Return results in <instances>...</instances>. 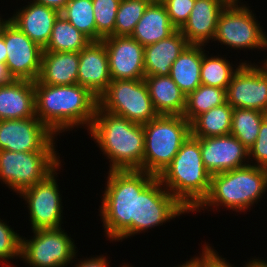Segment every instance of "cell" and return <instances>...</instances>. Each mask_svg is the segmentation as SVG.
<instances>
[{"label":"cell","mask_w":267,"mask_h":267,"mask_svg":"<svg viewBox=\"0 0 267 267\" xmlns=\"http://www.w3.org/2000/svg\"><path fill=\"white\" fill-rule=\"evenodd\" d=\"M266 113L253 109L233 108L230 134L247 149L256 141Z\"/></svg>","instance_id":"30"},{"label":"cell","mask_w":267,"mask_h":267,"mask_svg":"<svg viewBox=\"0 0 267 267\" xmlns=\"http://www.w3.org/2000/svg\"><path fill=\"white\" fill-rule=\"evenodd\" d=\"M35 116L34 82L13 80L0 87V120Z\"/></svg>","instance_id":"22"},{"label":"cell","mask_w":267,"mask_h":267,"mask_svg":"<svg viewBox=\"0 0 267 267\" xmlns=\"http://www.w3.org/2000/svg\"><path fill=\"white\" fill-rule=\"evenodd\" d=\"M200 149L203 164L211 176L251 164L249 149L231 134L200 138Z\"/></svg>","instance_id":"17"},{"label":"cell","mask_w":267,"mask_h":267,"mask_svg":"<svg viewBox=\"0 0 267 267\" xmlns=\"http://www.w3.org/2000/svg\"><path fill=\"white\" fill-rule=\"evenodd\" d=\"M233 108L226 102L197 116L191 123V135L196 138L226 136L231 131Z\"/></svg>","instance_id":"27"},{"label":"cell","mask_w":267,"mask_h":267,"mask_svg":"<svg viewBox=\"0 0 267 267\" xmlns=\"http://www.w3.org/2000/svg\"><path fill=\"white\" fill-rule=\"evenodd\" d=\"M121 0H92L96 24V41L114 36L116 14Z\"/></svg>","instance_id":"34"},{"label":"cell","mask_w":267,"mask_h":267,"mask_svg":"<svg viewBox=\"0 0 267 267\" xmlns=\"http://www.w3.org/2000/svg\"><path fill=\"white\" fill-rule=\"evenodd\" d=\"M266 190L267 168L254 166L252 162V165L212 175L209 193L194 211L223 206L244 212L258 203Z\"/></svg>","instance_id":"5"},{"label":"cell","mask_w":267,"mask_h":267,"mask_svg":"<svg viewBox=\"0 0 267 267\" xmlns=\"http://www.w3.org/2000/svg\"><path fill=\"white\" fill-rule=\"evenodd\" d=\"M78 52L43 51L38 80L50 86L78 84Z\"/></svg>","instance_id":"24"},{"label":"cell","mask_w":267,"mask_h":267,"mask_svg":"<svg viewBox=\"0 0 267 267\" xmlns=\"http://www.w3.org/2000/svg\"><path fill=\"white\" fill-rule=\"evenodd\" d=\"M60 14L91 41H96L92 0H69Z\"/></svg>","instance_id":"32"},{"label":"cell","mask_w":267,"mask_h":267,"mask_svg":"<svg viewBox=\"0 0 267 267\" xmlns=\"http://www.w3.org/2000/svg\"><path fill=\"white\" fill-rule=\"evenodd\" d=\"M226 102L232 108L253 109L267 114V70L243 63L226 89Z\"/></svg>","instance_id":"13"},{"label":"cell","mask_w":267,"mask_h":267,"mask_svg":"<svg viewBox=\"0 0 267 267\" xmlns=\"http://www.w3.org/2000/svg\"><path fill=\"white\" fill-rule=\"evenodd\" d=\"M203 45L189 44L173 62L169 76L187 96L201 85Z\"/></svg>","instance_id":"26"},{"label":"cell","mask_w":267,"mask_h":267,"mask_svg":"<svg viewBox=\"0 0 267 267\" xmlns=\"http://www.w3.org/2000/svg\"><path fill=\"white\" fill-rule=\"evenodd\" d=\"M143 130V171L158 177L190 136V123L184 116L158 115L144 123Z\"/></svg>","instance_id":"6"},{"label":"cell","mask_w":267,"mask_h":267,"mask_svg":"<svg viewBox=\"0 0 267 267\" xmlns=\"http://www.w3.org/2000/svg\"><path fill=\"white\" fill-rule=\"evenodd\" d=\"M102 41L112 80L144 79V46L131 36H109Z\"/></svg>","instance_id":"16"},{"label":"cell","mask_w":267,"mask_h":267,"mask_svg":"<svg viewBox=\"0 0 267 267\" xmlns=\"http://www.w3.org/2000/svg\"><path fill=\"white\" fill-rule=\"evenodd\" d=\"M230 1L195 0L188 20L179 29L189 44L206 46L210 40L213 41L218 17Z\"/></svg>","instance_id":"19"},{"label":"cell","mask_w":267,"mask_h":267,"mask_svg":"<svg viewBox=\"0 0 267 267\" xmlns=\"http://www.w3.org/2000/svg\"><path fill=\"white\" fill-rule=\"evenodd\" d=\"M91 40L61 14L55 20L51 37L43 51L80 52Z\"/></svg>","instance_id":"28"},{"label":"cell","mask_w":267,"mask_h":267,"mask_svg":"<svg viewBox=\"0 0 267 267\" xmlns=\"http://www.w3.org/2000/svg\"><path fill=\"white\" fill-rule=\"evenodd\" d=\"M56 152L0 150V180L20 194L24 189L44 180L61 165Z\"/></svg>","instance_id":"7"},{"label":"cell","mask_w":267,"mask_h":267,"mask_svg":"<svg viewBox=\"0 0 267 267\" xmlns=\"http://www.w3.org/2000/svg\"><path fill=\"white\" fill-rule=\"evenodd\" d=\"M13 80V77L9 74L6 63H0V87L11 83Z\"/></svg>","instance_id":"41"},{"label":"cell","mask_w":267,"mask_h":267,"mask_svg":"<svg viewBox=\"0 0 267 267\" xmlns=\"http://www.w3.org/2000/svg\"><path fill=\"white\" fill-rule=\"evenodd\" d=\"M158 178L189 213L194 212L207 197L211 182V175L202 161L200 138L190 134Z\"/></svg>","instance_id":"4"},{"label":"cell","mask_w":267,"mask_h":267,"mask_svg":"<svg viewBox=\"0 0 267 267\" xmlns=\"http://www.w3.org/2000/svg\"><path fill=\"white\" fill-rule=\"evenodd\" d=\"M203 45V56H202V64L200 70L201 76V84L205 86H213L219 87L221 89H227L233 74L238 70V68L243 64L247 63L242 62L237 65L236 69H234L233 64L220 55L216 56H208L205 52ZM220 56V57H219ZM232 65V66H231Z\"/></svg>","instance_id":"31"},{"label":"cell","mask_w":267,"mask_h":267,"mask_svg":"<svg viewBox=\"0 0 267 267\" xmlns=\"http://www.w3.org/2000/svg\"><path fill=\"white\" fill-rule=\"evenodd\" d=\"M249 8L240 4L239 0H231L218 17L213 41L236 50H267V34Z\"/></svg>","instance_id":"9"},{"label":"cell","mask_w":267,"mask_h":267,"mask_svg":"<svg viewBox=\"0 0 267 267\" xmlns=\"http://www.w3.org/2000/svg\"><path fill=\"white\" fill-rule=\"evenodd\" d=\"M109 262L107 261L106 257L97 256V257H89L87 259L80 260L75 267H108Z\"/></svg>","instance_id":"39"},{"label":"cell","mask_w":267,"mask_h":267,"mask_svg":"<svg viewBox=\"0 0 267 267\" xmlns=\"http://www.w3.org/2000/svg\"><path fill=\"white\" fill-rule=\"evenodd\" d=\"M153 107L158 115L183 116L186 95L170 76H145Z\"/></svg>","instance_id":"25"},{"label":"cell","mask_w":267,"mask_h":267,"mask_svg":"<svg viewBox=\"0 0 267 267\" xmlns=\"http://www.w3.org/2000/svg\"><path fill=\"white\" fill-rule=\"evenodd\" d=\"M199 257V267H232L225 258L219 256L212 247L205 244Z\"/></svg>","instance_id":"38"},{"label":"cell","mask_w":267,"mask_h":267,"mask_svg":"<svg viewBox=\"0 0 267 267\" xmlns=\"http://www.w3.org/2000/svg\"><path fill=\"white\" fill-rule=\"evenodd\" d=\"M19 235L0 219V260L20 259L22 236Z\"/></svg>","instance_id":"35"},{"label":"cell","mask_w":267,"mask_h":267,"mask_svg":"<svg viewBox=\"0 0 267 267\" xmlns=\"http://www.w3.org/2000/svg\"><path fill=\"white\" fill-rule=\"evenodd\" d=\"M122 267H131V266H129V264H128V265H126V266H125V265H122Z\"/></svg>","instance_id":"47"},{"label":"cell","mask_w":267,"mask_h":267,"mask_svg":"<svg viewBox=\"0 0 267 267\" xmlns=\"http://www.w3.org/2000/svg\"><path fill=\"white\" fill-rule=\"evenodd\" d=\"M189 45L177 29L169 37L144 47L145 76H169L173 62Z\"/></svg>","instance_id":"21"},{"label":"cell","mask_w":267,"mask_h":267,"mask_svg":"<svg viewBox=\"0 0 267 267\" xmlns=\"http://www.w3.org/2000/svg\"><path fill=\"white\" fill-rule=\"evenodd\" d=\"M176 30L165 5L160 0H153L135 25L131 37L145 47L169 37Z\"/></svg>","instance_id":"23"},{"label":"cell","mask_w":267,"mask_h":267,"mask_svg":"<svg viewBox=\"0 0 267 267\" xmlns=\"http://www.w3.org/2000/svg\"><path fill=\"white\" fill-rule=\"evenodd\" d=\"M112 81L103 41H91L79 52L78 84L99 98Z\"/></svg>","instance_id":"18"},{"label":"cell","mask_w":267,"mask_h":267,"mask_svg":"<svg viewBox=\"0 0 267 267\" xmlns=\"http://www.w3.org/2000/svg\"><path fill=\"white\" fill-rule=\"evenodd\" d=\"M2 36L6 45V65L15 80L36 81L41 72L43 48L9 22Z\"/></svg>","instance_id":"14"},{"label":"cell","mask_w":267,"mask_h":267,"mask_svg":"<svg viewBox=\"0 0 267 267\" xmlns=\"http://www.w3.org/2000/svg\"><path fill=\"white\" fill-rule=\"evenodd\" d=\"M250 157L256 161L254 166L267 168V116L260 125L256 141L249 148V159Z\"/></svg>","instance_id":"37"},{"label":"cell","mask_w":267,"mask_h":267,"mask_svg":"<svg viewBox=\"0 0 267 267\" xmlns=\"http://www.w3.org/2000/svg\"><path fill=\"white\" fill-rule=\"evenodd\" d=\"M100 215L110 241L136 234L138 196L156 178L140 170L108 171Z\"/></svg>","instance_id":"2"},{"label":"cell","mask_w":267,"mask_h":267,"mask_svg":"<svg viewBox=\"0 0 267 267\" xmlns=\"http://www.w3.org/2000/svg\"><path fill=\"white\" fill-rule=\"evenodd\" d=\"M89 133L110 159V171H143V124L106 112L98 106Z\"/></svg>","instance_id":"3"},{"label":"cell","mask_w":267,"mask_h":267,"mask_svg":"<svg viewBox=\"0 0 267 267\" xmlns=\"http://www.w3.org/2000/svg\"><path fill=\"white\" fill-rule=\"evenodd\" d=\"M10 22V18L8 19H3L0 16V37L2 36L3 30L6 27V25Z\"/></svg>","instance_id":"45"},{"label":"cell","mask_w":267,"mask_h":267,"mask_svg":"<svg viewBox=\"0 0 267 267\" xmlns=\"http://www.w3.org/2000/svg\"><path fill=\"white\" fill-rule=\"evenodd\" d=\"M153 0H121L116 14L114 36H131L135 25L142 18Z\"/></svg>","instance_id":"33"},{"label":"cell","mask_w":267,"mask_h":267,"mask_svg":"<svg viewBox=\"0 0 267 267\" xmlns=\"http://www.w3.org/2000/svg\"><path fill=\"white\" fill-rule=\"evenodd\" d=\"M264 63H263V66L266 68V70H267V59L265 60L264 59V61H263Z\"/></svg>","instance_id":"46"},{"label":"cell","mask_w":267,"mask_h":267,"mask_svg":"<svg viewBox=\"0 0 267 267\" xmlns=\"http://www.w3.org/2000/svg\"><path fill=\"white\" fill-rule=\"evenodd\" d=\"M7 51L3 36L0 37V63H6Z\"/></svg>","instance_id":"43"},{"label":"cell","mask_w":267,"mask_h":267,"mask_svg":"<svg viewBox=\"0 0 267 267\" xmlns=\"http://www.w3.org/2000/svg\"><path fill=\"white\" fill-rule=\"evenodd\" d=\"M55 137L37 116L0 120V150L55 151Z\"/></svg>","instance_id":"12"},{"label":"cell","mask_w":267,"mask_h":267,"mask_svg":"<svg viewBox=\"0 0 267 267\" xmlns=\"http://www.w3.org/2000/svg\"><path fill=\"white\" fill-rule=\"evenodd\" d=\"M98 106L106 112L139 124L148 123L158 116L144 79L112 80L98 98Z\"/></svg>","instance_id":"8"},{"label":"cell","mask_w":267,"mask_h":267,"mask_svg":"<svg viewBox=\"0 0 267 267\" xmlns=\"http://www.w3.org/2000/svg\"><path fill=\"white\" fill-rule=\"evenodd\" d=\"M226 103V89L200 85L186 96L183 116L191 123L197 116Z\"/></svg>","instance_id":"29"},{"label":"cell","mask_w":267,"mask_h":267,"mask_svg":"<svg viewBox=\"0 0 267 267\" xmlns=\"http://www.w3.org/2000/svg\"><path fill=\"white\" fill-rule=\"evenodd\" d=\"M266 260H261V259H250L248 263H245L244 267H267V261Z\"/></svg>","instance_id":"42"},{"label":"cell","mask_w":267,"mask_h":267,"mask_svg":"<svg viewBox=\"0 0 267 267\" xmlns=\"http://www.w3.org/2000/svg\"><path fill=\"white\" fill-rule=\"evenodd\" d=\"M32 232V239L21 237V260L32 267H65L73 262L77 247L62 228Z\"/></svg>","instance_id":"10"},{"label":"cell","mask_w":267,"mask_h":267,"mask_svg":"<svg viewBox=\"0 0 267 267\" xmlns=\"http://www.w3.org/2000/svg\"><path fill=\"white\" fill-rule=\"evenodd\" d=\"M166 7L171 23L180 29L188 20L195 0H160Z\"/></svg>","instance_id":"36"},{"label":"cell","mask_w":267,"mask_h":267,"mask_svg":"<svg viewBox=\"0 0 267 267\" xmlns=\"http://www.w3.org/2000/svg\"><path fill=\"white\" fill-rule=\"evenodd\" d=\"M35 116L55 135L80 126H92L98 98L86 87L50 86L34 81ZM67 129V130H66Z\"/></svg>","instance_id":"1"},{"label":"cell","mask_w":267,"mask_h":267,"mask_svg":"<svg viewBox=\"0 0 267 267\" xmlns=\"http://www.w3.org/2000/svg\"><path fill=\"white\" fill-rule=\"evenodd\" d=\"M189 213L156 177L138 196L136 234Z\"/></svg>","instance_id":"15"},{"label":"cell","mask_w":267,"mask_h":267,"mask_svg":"<svg viewBox=\"0 0 267 267\" xmlns=\"http://www.w3.org/2000/svg\"><path fill=\"white\" fill-rule=\"evenodd\" d=\"M33 1L36 3L44 4L47 7H51L61 12L69 0H33Z\"/></svg>","instance_id":"40"},{"label":"cell","mask_w":267,"mask_h":267,"mask_svg":"<svg viewBox=\"0 0 267 267\" xmlns=\"http://www.w3.org/2000/svg\"><path fill=\"white\" fill-rule=\"evenodd\" d=\"M28 4L18 9L16 13L14 12V15L10 17V22L44 49L60 12L34 1Z\"/></svg>","instance_id":"20"},{"label":"cell","mask_w":267,"mask_h":267,"mask_svg":"<svg viewBox=\"0 0 267 267\" xmlns=\"http://www.w3.org/2000/svg\"><path fill=\"white\" fill-rule=\"evenodd\" d=\"M177 267V266H176ZM178 267H199V256L193 257L189 261H186L182 265H178Z\"/></svg>","instance_id":"44"},{"label":"cell","mask_w":267,"mask_h":267,"mask_svg":"<svg viewBox=\"0 0 267 267\" xmlns=\"http://www.w3.org/2000/svg\"><path fill=\"white\" fill-rule=\"evenodd\" d=\"M59 168L60 165L44 180L19 194L28 203L32 230L61 228L63 202L55 178Z\"/></svg>","instance_id":"11"}]
</instances>
